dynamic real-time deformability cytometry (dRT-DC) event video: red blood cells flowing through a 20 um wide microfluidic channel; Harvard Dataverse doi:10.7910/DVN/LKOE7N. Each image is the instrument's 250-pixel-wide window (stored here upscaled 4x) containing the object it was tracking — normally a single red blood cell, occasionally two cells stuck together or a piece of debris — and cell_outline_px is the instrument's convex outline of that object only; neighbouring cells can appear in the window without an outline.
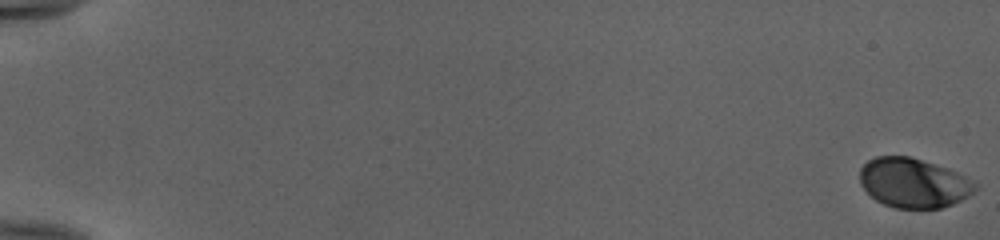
{"species": "human", "species_latin": "Homo sapiens", "temperature_condition": "cold", "stored_images_in_passage": 54, "camera_frame_rate_fps": 3000, "um_per_image_px": 0.085, "donor": {"sex": "female"}, "frame": {"image": 1, "passage_image": 1, "time_ms": 0.0, "image_size_px": [1000, 240], "cell_outline_px": [[976, 188], [968, 196], [952, 204], [940, 208], [896, 208], [884, 204], [876, 200], [860, 184], [860, 168], [868, 160], [876, 156], [908, 156], [948, 168], [964, 176], [976, 184]], "centroid_in_image_um": [77.62, 15.54], "position_along_channel_um": 7.4, "area_um2": 32.95}}
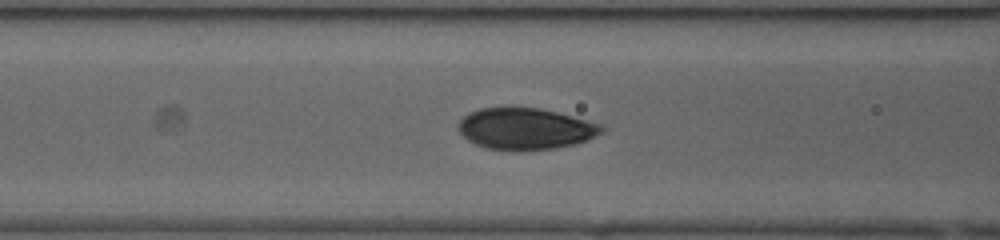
{"frame": {"image": 2, "passage_image": 25, "time_ms": 8.0, "image_size_px": [1000, 240], "cell_outline_px": [[604, 132], [588, 140], [556, 148], [520, 152], [488, 148], [476, 144], [468, 140], [456, 128], [460, 120], [468, 112], [480, 108], [540, 108], [604, 124]], "centroid_in_image_um": [44.68, 10.96], "position_along_channel_um": 121.9, "area_um2": 34.91}}
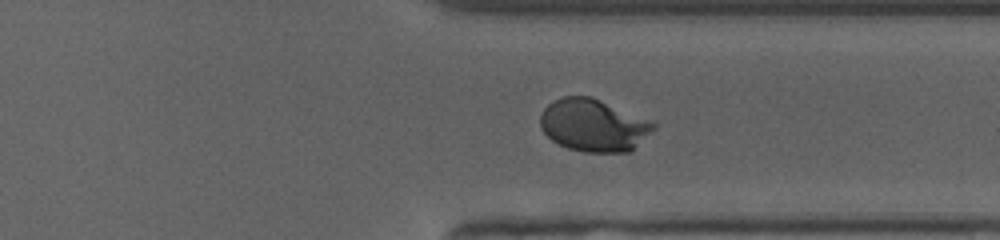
{"frame": {"image": 3, "passage_image": 43, "time_ms": 14.0, "image_size_px": [1000, 240], "cell_outline_px": [[656, 128], [652, 132], [628, 152], [584, 152], [568, 148], [552, 140], [540, 128], [540, 116], [544, 108], [548, 104], [564, 96], [592, 96], [652, 120], [656, 124]], "centroid_in_image_um": [50.47, 10.63], "position_along_channel_um": 360.9, "area_um2": 34.68}, "authors_computed_cell_mechanics": {"area_um2": 34.5066, "velocity_mm_per_s": 3.988, "shape_relaxation_time_tau1_ms": 3.7645, "shape_relaxation_time_tau2_ms": null, "deformation_change_tau1": 0.1755, "deformation_change_tau2": null}}